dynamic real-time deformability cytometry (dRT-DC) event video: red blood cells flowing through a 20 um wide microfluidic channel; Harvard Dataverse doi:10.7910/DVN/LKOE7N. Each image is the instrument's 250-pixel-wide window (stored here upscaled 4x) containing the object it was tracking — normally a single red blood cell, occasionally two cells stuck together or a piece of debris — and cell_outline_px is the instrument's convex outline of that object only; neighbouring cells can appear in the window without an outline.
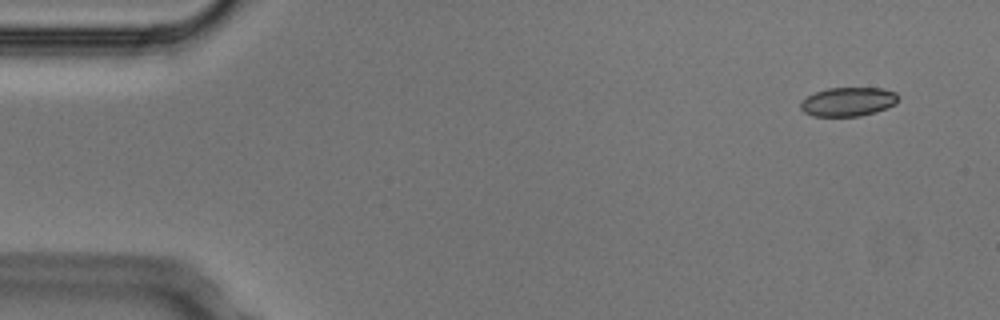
{"species": "Egyptian fruit bat (a non-hibernating species)", "species_latin": "Rousettus aegyptiacus", "temperature_condition": "cold", "stored_images_in_passage": 4, "segment_of_instrument_passage": [1, 2], "camera_frame_rate_fps": 3000, "um_per_image_px": 0.085, "animal": {"sex": "male"}, "frame": {"image": 1, "passage_image": 1, "time_ms": 0.0, "image_size_px": [1000, 320], "cell_outline_px": [[900, 96], [896, 104], [876, 112], [860, 116], [812, 116], [804, 112], [800, 108], [800, 104], [808, 96], [816, 92], [828, 88], [884, 88], [896, 92]], "centroid_in_image_um": [72.14, 8.65], "position_along_channel_um": 12.9, "area_um2": 16.53}}